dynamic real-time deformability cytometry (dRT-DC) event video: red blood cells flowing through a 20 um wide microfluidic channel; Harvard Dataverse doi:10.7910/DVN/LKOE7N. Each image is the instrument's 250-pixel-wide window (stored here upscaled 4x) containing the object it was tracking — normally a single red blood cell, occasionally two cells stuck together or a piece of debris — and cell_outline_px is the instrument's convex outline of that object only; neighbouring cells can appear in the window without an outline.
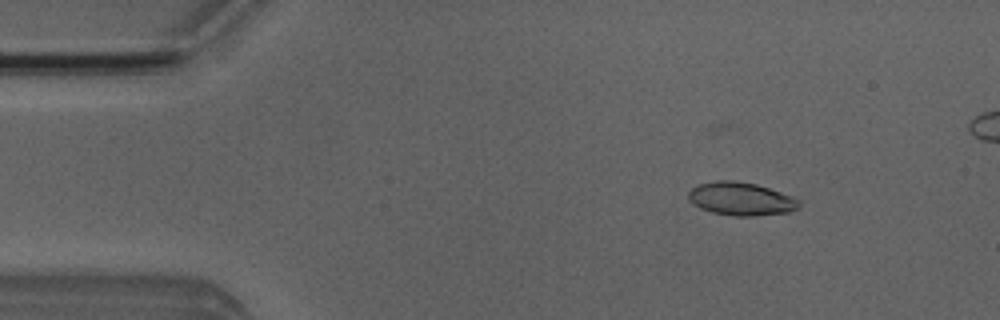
{"species": "Egyptian fruit bat (a non-hibernating species)", "species_latin": "Rousettus aegyptiacus", "temperature_condition": "room temperature", "stored_images_in_passage": 6, "camera_frame_rate_fps": 3000, "um_per_image_px": 0.085, "animal": {"sex": "male"}, "frame": {"image": 1, "passage_image": 3, "time_ms": 2.333, "image_size_px": [1000, 320], "cell_outline_px": [[800, 208], [792, 212], [752, 216], [736, 216], [712, 212], [700, 208], [692, 204], [688, 200], [688, 192], [696, 184], [716, 180], [736, 180], [756, 184], [780, 192], [800, 200]], "centroid_in_image_um": [62.97, 16.9], "position_along_channel_um": 22.0, "area_um2": 21.62}}